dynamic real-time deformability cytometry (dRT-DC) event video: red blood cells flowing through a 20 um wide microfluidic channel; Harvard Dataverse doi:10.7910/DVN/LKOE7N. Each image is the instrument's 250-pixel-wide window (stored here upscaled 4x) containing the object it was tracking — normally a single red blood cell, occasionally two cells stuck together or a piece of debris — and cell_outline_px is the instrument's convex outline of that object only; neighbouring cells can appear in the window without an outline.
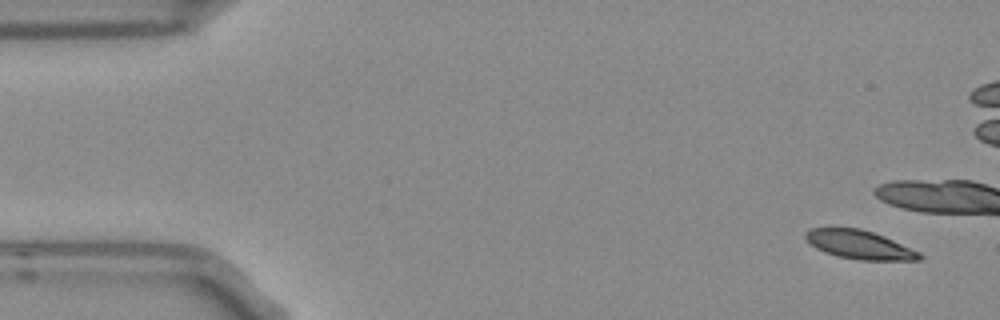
{"species": "Egyptian fruit bat (a non-hibernating species)", "species_latin": "Rousettus aegyptiacus", "temperature_condition": "room temperature", "stored_images_in_passage": 5, "camera_frame_rate_fps": 3000, "um_per_image_px": 0.085, "frame": {"image": 1, "passage_image": 1, "time_ms": 0.0, "image_size_px": [1000, 320], "cell_outline_px": [[924, 256], [920, 260], [860, 260], [840, 256], [816, 248], [804, 236], [804, 232], [808, 228], [860, 228], [884, 236], [920, 252]], "centroid_in_image_um": [73.08, 20.79], "position_along_channel_um": 11.9, "area_um2": 18.79}}